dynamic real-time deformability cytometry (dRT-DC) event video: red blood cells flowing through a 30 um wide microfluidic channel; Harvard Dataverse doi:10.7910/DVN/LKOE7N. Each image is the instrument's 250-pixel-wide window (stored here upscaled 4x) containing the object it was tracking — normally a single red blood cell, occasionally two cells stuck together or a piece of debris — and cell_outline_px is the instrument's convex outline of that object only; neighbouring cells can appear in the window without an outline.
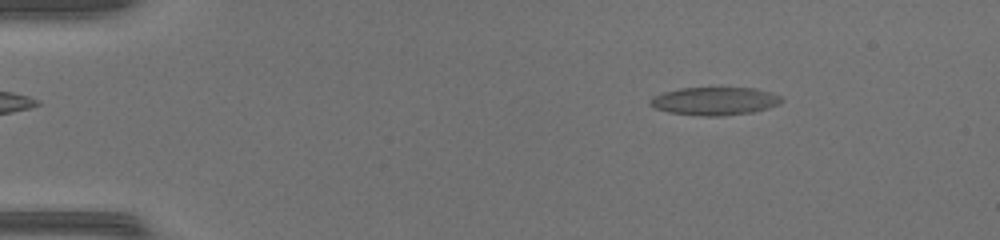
{"species": "common noctule bat (a hibernating species)", "species_latin": "Nyctalus noctula", "temperature_condition": "warm", "stored_images_in_passage": 49, "camera_frame_rate_fps": 3000, "um_per_image_px": 0.085, "animal": {"sex": "female", "body_mass_g": 17.0, "forearm_length_mm": 48.0}, "frame": {"image": 1, "passage_image": 7, "time_ms": 2.0, "image_size_px": [1000, 240], "cell_outline_px": [[784, 100], [768, 108], [752, 112], [720, 116], [700, 116], [668, 112], [656, 108], [648, 104], [648, 100], [652, 96], [664, 92], [680, 88], [756, 88], [772, 92], [784, 96]], "centroid_in_image_um": [60.75, 8.59], "position_along_channel_um": 24.3, "area_um2": 21.62}}
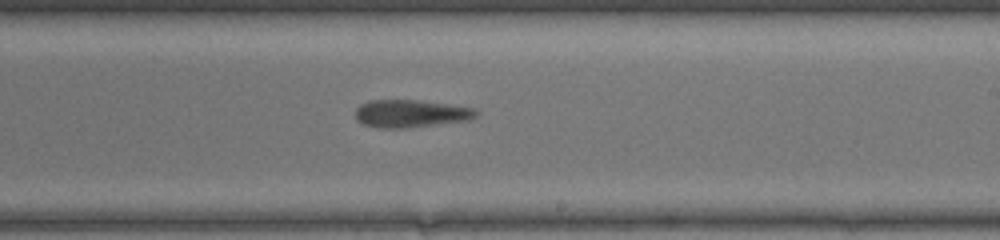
{"frame": {"image": 2, "passage_image": 30, "time_ms": 9.667, "image_size_px": [1000, 240], "cell_outline_px": [[480, 112], [476, 116], [468, 120], [408, 128], [380, 128], [364, 124], [356, 120], [356, 108], [360, 104], [368, 100], [420, 100], [476, 108]], "centroid_in_image_um": [34.92, 9.65], "position_along_channel_um": 254.1, "area_um2": 19.59}}
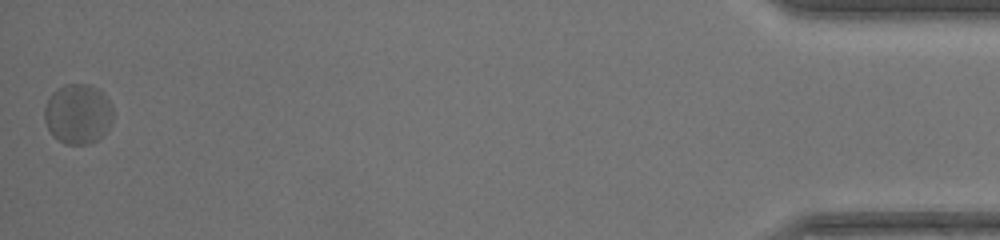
{"frame": {"image": 3, "passage_image": 49, "time_ms": 16.0, "image_size_px": [1000, 240], "cell_outline_px": [[112, 120], [108, 128], [96, 140], [88, 144], [64, 144], [52, 136], [44, 120], [44, 108], [52, 92], [56, 88], [64, 84], [88, 84], [100, 88], [112, 104]], "centroid_in_image_um": [6.61, 9.66], "position_along_channel_um": 428.6, "area_um2": 24.22}, "authors_computed_cell_mechanics": {"area_um2": 20.3456, "velocity_mm_per_s": 4.2074, "shape_relaxation_time_tau1_ms": null, "shape_relaxation_time_tau2_ms": 3.1502, "deformation_change_tau1": null, "deformation_change_tau2": 0.0767}}